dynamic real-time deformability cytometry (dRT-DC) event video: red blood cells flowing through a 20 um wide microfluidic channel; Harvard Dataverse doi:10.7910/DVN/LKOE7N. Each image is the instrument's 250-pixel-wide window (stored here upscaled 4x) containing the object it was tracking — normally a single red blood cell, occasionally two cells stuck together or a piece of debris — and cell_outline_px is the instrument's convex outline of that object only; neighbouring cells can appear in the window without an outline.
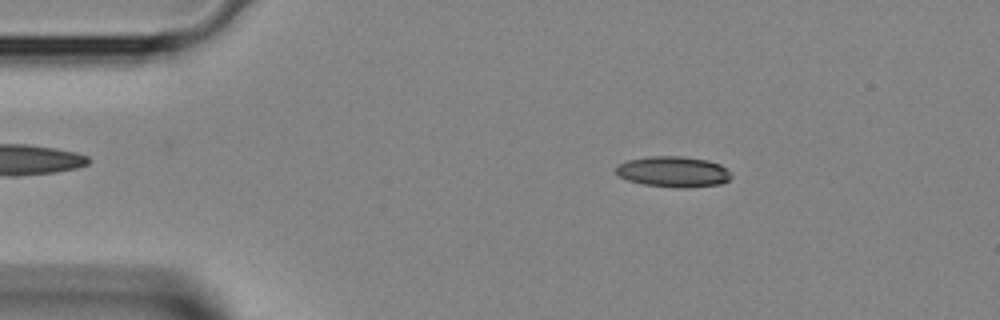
{"species": "Egyptian fruit bat (a non-hibernating species)", "species_latin": "Rousettus aegyptiacus", "temperature_condition": "room temperature", "stored_images_in_passage": 3, "segment_of_instrument_passage": [1, 2], "camera_frame_rate_fps": 3000, "um_per_image_px": 0.085, "animal": {"sex": "female"}, "frame": {"image": 1, "passage_image": 1, "time_ms": 0.0, "image_size_px": [1000, 320], "cell_outline_px": [[732, 176], [728, 180], [720, 184], [688, 188], [676, 188], [644, 184], [628, 180], [620, 176], [616, 172], [616, 168], [620, 164], [628, 160], [648, 156], [684, 156], [708, 160], [720, 164]], "centroid_in_image_um": [57.24, 14.6], "position_along_channel_um": 27.8, "area_um2": 20.58}}